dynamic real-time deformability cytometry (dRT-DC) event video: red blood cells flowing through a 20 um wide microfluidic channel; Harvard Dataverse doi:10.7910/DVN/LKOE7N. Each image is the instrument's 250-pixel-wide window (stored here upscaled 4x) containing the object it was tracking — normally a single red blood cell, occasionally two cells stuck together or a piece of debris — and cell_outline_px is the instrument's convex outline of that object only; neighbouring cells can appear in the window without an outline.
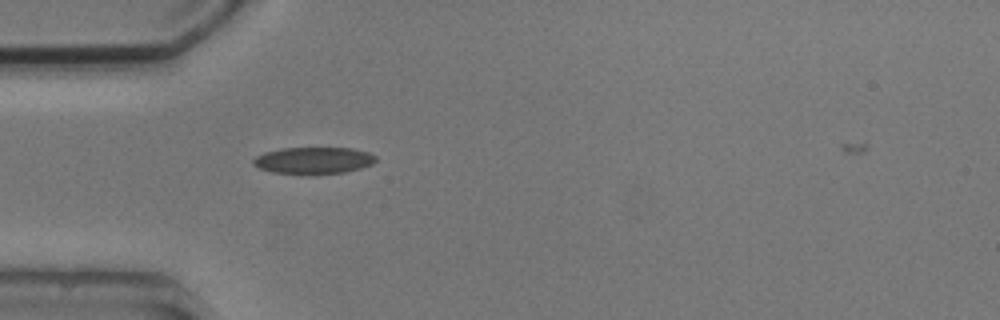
{"species": "common noctule bat (a hibernating species)", "species_latin": "Nyctalus noctula", "temperature_condition": "cold", "stored_images_in_passage": 1, "camera_frame_rate_fps": 3000, "um_per_image_px": 0.085, "animal": {"sex": "male", "body_mass_g": 20.5, "forearm_length_mm": 52.5}, "frame": {"image": 1, "passage_image": 1, "time_ms": 0.0, "image_size_px": [1000, 320], "cell_outline_px": [[376, 160], [372, 164], [360, 168], [344, 172], [312, 176], [272, 172], [260, 168], [252, 164], [252, 160], [256, 156], [264, 152], [284, 148], [352, 148], [368, 152], [376, 156]], "centroid_in_image_um": [26.63, 13.66], "position_along_channel_um": 58.4, "area_um2": 19.48}}